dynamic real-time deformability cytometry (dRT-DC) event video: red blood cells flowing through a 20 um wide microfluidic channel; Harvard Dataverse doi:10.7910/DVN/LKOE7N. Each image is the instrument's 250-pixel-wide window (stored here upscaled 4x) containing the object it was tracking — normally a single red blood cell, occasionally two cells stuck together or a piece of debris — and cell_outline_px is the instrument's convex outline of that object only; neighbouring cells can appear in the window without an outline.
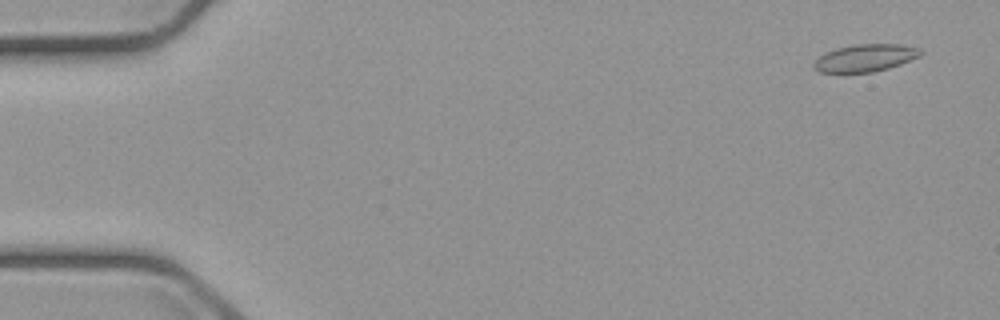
{"species": "common noctule bat (a hibernating species)", "species_latin": "Nyctalus noctula", "temperature_condition": "cold", "stored_images_in_passage": 2, "camera_frame_rate_fps": 3000, "um_per_image_px": 0.085, "animal": {"sex": "male", "body_mass_g": 23.1, "forearm_length_mm": 52.7}, "frame": {"image": 1, "passage_image": 1, "time_ms": 0.0, "image_size_px": [1000, 320], "cell_outline_px": [[924, 52], [920, 56], [900, 64], [888, 68], [872, 72], [820, 72], [812, 68], [812, 64], [820, 56], [836, 48], [856, 44], [900, 44], [920, 48]], "centroid_in_image_um": [73.57, 4.92], "position_along_channel_um": 11.4, "area_um2": 16.94}}